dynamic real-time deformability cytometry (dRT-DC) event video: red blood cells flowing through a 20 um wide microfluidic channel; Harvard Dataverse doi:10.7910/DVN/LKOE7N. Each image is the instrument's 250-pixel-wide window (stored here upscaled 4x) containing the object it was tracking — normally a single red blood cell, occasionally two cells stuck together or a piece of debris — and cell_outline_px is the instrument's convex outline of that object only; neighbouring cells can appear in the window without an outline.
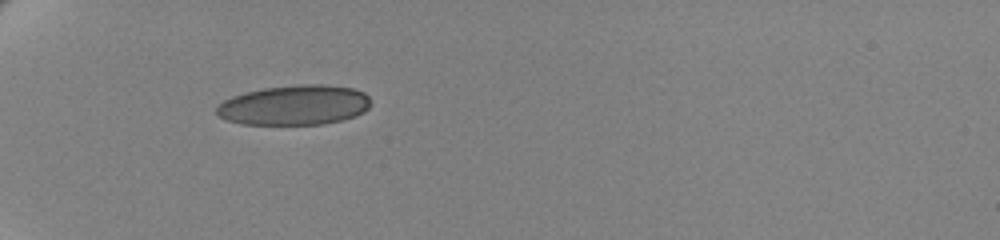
{"species": "human", "species_latin": "Homo sapiens", "temperature_condition": "cold", "stored_images_in_passage": 40, "camera_frame_rate_fps": 3000, "um_per_image_px": 0.085, "donor": {"sex": "female"}, "frame": {"image": 1, "passage_image": 1, "time_ms": 0.0, "image_size_px": [1000, 240], "cell_outline_px": [[368, 108], [364, 112], [356, 116], [324, 124], [240, 124], [228, 120], [220, 116], [216, 112], [216, 108], [224, 100], [232, 96], [244, 92], [264, 88], [296, 84], [324, 84], [352, 88], [364, 92], [368, 96]], "centroid_in_image_um": [25.02, 8.92], "position_along_channel_um": 60.0, "area_um2": 35.84}}
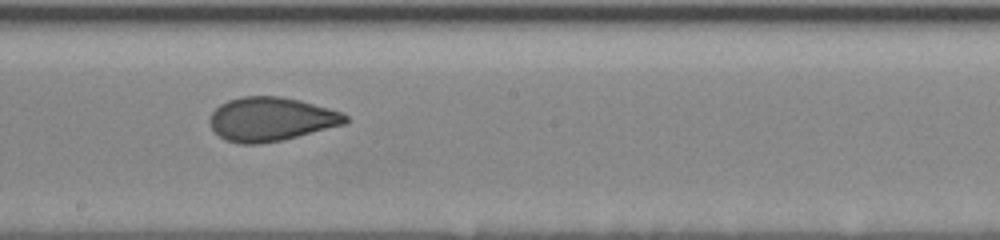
{"frame": {"image": 2, "passage_image": 17, "time_ms": 5.333, "image_size_px": [1000, 240], "cell_outline_px": [[348, 124], [284, 140], [260, 144], [240, 144], [224, 140], [212, 128], [212, 112], [220, 104], [228, 100], [240, 96], [280, 96], [300, 100], [344, 112], [348, 116]], "centroid_in_image_um": [23.11, 10.13], "position_along_channel_um": 225.1, "area_um2": 34.97}}
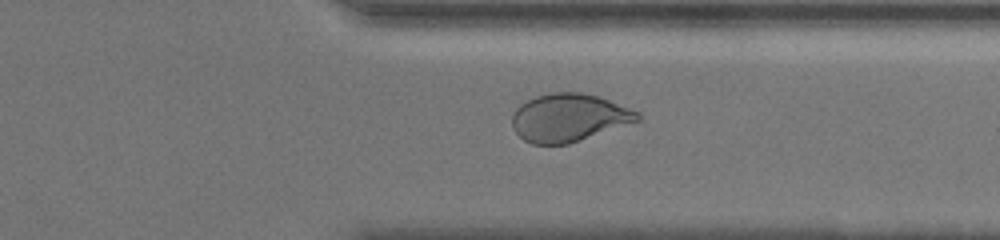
{"frame": {"image": 3, "passage_image": 29, "time_ms": 9.333, "image_size_px": [1000, 240], "cell_outline_px": [[640, 120], [568, 144], [532, 144], [524, 140], [512, 128], [512, 116], [516, 108], [520, 104], [536, 96], [552, 92], [580, 92], [596, 96], [608, 100], [640, 112]], "centroid_in_image_um": [48.32, 10.0], "position_along_channel_um": 363.1, "area_um2": 34.74}, "authors_computed_cell_mechanics": {"area_um2": 35.1713, "velocity_mm_per_s": 3.4662, "shape_relaxation_time_tau1_ms": 5.6694, "shape_relaxation_time_tau2_ms": 0.9304, "deformation_change_tau1": 0.1431, "deformation_change_tau2": 0.0514}}